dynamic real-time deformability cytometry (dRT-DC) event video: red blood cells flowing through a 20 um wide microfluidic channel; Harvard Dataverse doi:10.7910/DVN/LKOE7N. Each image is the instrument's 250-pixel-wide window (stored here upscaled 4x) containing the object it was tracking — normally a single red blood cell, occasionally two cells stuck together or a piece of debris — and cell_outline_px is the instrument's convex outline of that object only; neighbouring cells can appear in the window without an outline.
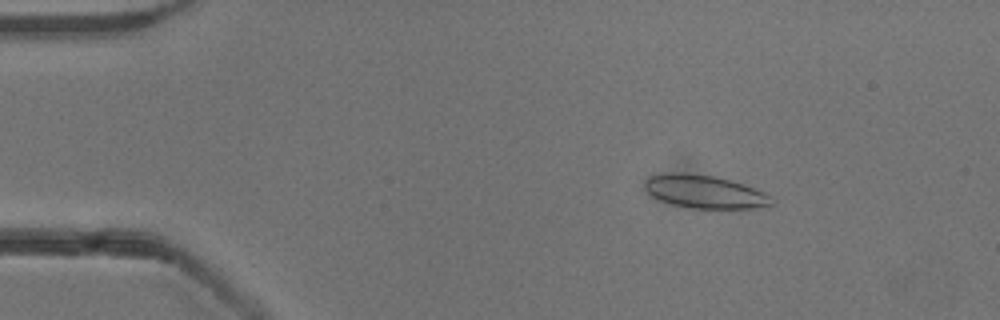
{"species": "common noctule bat (a hibernating species)", "species_latin": "Nyctalus noctula", "temperature_condition": "cold", "stored_images_in_passage": 52, "camera_frame_rate_fps": 3000, "um_per_image_px": 0.085, "animal": {"sex": "male", "body_mass_g": 13.3}, "frame": {"image": 1, "passage_image": 7, "time_ms": 2.0, "image_size_px": [1000, 320], "cell_outline_px": [[776, 204], [756, 208], [692, 208], [672, 204], [660, 200], [652, 196], [644, 188], [644, 180], [648, 176], [664, 172], [684, 172], [716, 176], [744, 184], [764, 192]], "centroid_in_image_um": [59.85, 16.27], "position_along_channel_um": 25.2, "area_um2": 24.68}}
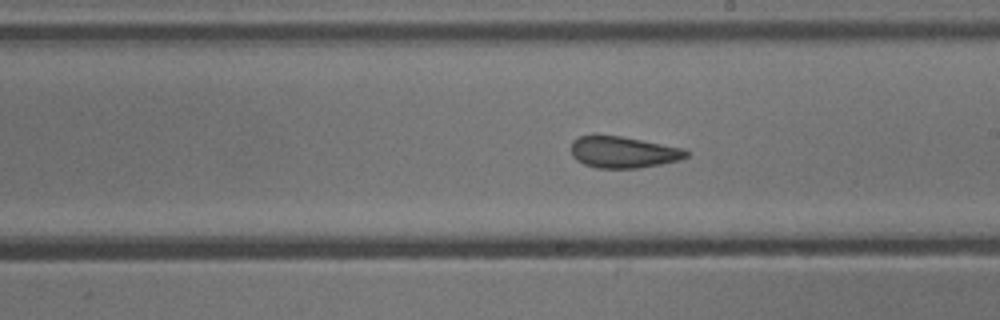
{"frame": {"image": 2, "passage_image": 29, "time_ms": 9.333, "image_size_px": [1000, 320], "cell_outline_px": [[688, 156], [680, 160], [640, 168], [596, 168], [584, 164], [576, 160], [572, 156], [572, 140], [580, 136], [620, 136], [684, 148], [688, 152]], "centroid_in_image_um": [52.98, 12.95], "position_along_channel_um": 236.0, "area_um2": 20.98}}
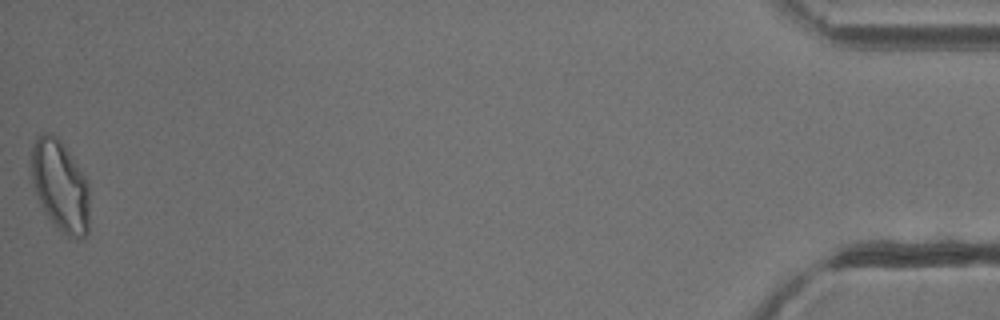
{"frame": {"image": 3, "passage_image": 52, "time_ms": 17.0, "image_size_px": [1000, 320], "cell_outline_px": [[88, 232], [84, 240], [76, 240], [68, 236], [44, 212], [32, 188], [28, 160], [32, 144], [36, 136], [44, 132], [48, 132], [56, 136], [60, 140], [84, 176], [88, 184]], "centroid_in_image_um": [5.05, 15.77], "position_along_channel_um": 430.1, "area_um2": 31.33}, "authors_computed_cell_mechanics": {"area_um2": 23.5824, "velocity_mm_per_s": 3.84, "shape_relaxation_time_tau1_ms": 5.9445, "shape_relaxation_time_tau2_ms": 1.5674, "deformation_change_tau1": 0.1164, "deformation_change_tau2": 0.0796}}